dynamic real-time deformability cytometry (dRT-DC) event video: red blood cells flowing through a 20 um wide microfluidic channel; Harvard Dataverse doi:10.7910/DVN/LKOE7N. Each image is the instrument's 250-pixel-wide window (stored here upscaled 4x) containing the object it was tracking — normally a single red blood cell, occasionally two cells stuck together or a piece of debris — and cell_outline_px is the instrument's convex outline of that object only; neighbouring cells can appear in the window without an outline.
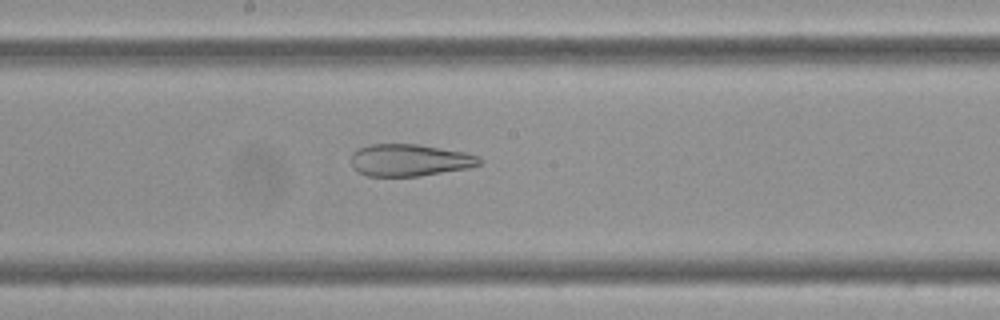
{"species": "Egyptian fruit bat (a non-hibernating species)", "species_latin": "Rousettus aegyptiacus", "temperature_condition": "cold", "stored_images_in_passage": 54, "camera_frame_rate_fps": 3000, "um_per_image_px": 0.085, "frame": {"image": 1, "passage_image": 27, "time_ms": 8.667, "image_size_px": [1000, 320], "cell_outline_px": [[480, 164], [468, 168], [416, 176], [368, 176], [356, 172], [352, 168], [352, 152], [356, 148], [372, 144], [420, 144], [464, 152], [480, 156]], "centroid_in_image_um": [34.77, 13.6], "position_along_channel_um": 213.4, "area_um2": 24.04}}
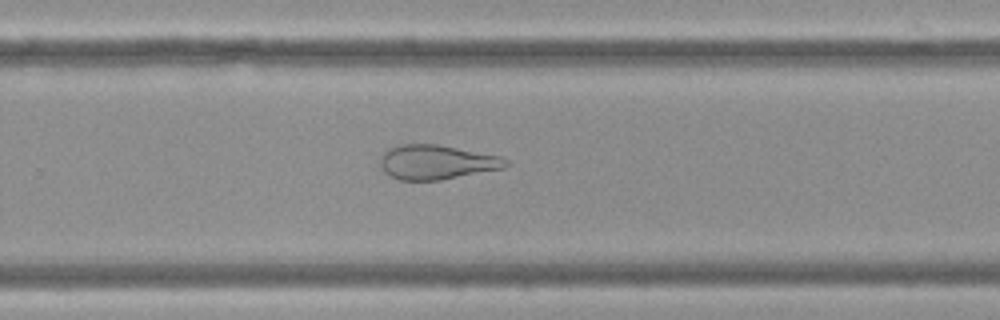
{"frame": {"image": 2, "passage_image": 34, "time_ms": 11.0, "image_size_px": [1000, 320], "cell_outline_px": [[508, 164], [504, 168], [440, 180], [400, 180], [384, 172], [380, 164], [380, 156], [388, 148], [400, 144], [436, 144], [500, 156], [508, 160]], "centroid_in_image_um": [37.08, 13.78], "position_along_channel_um": 292.7, "area_um2": 25.09}}
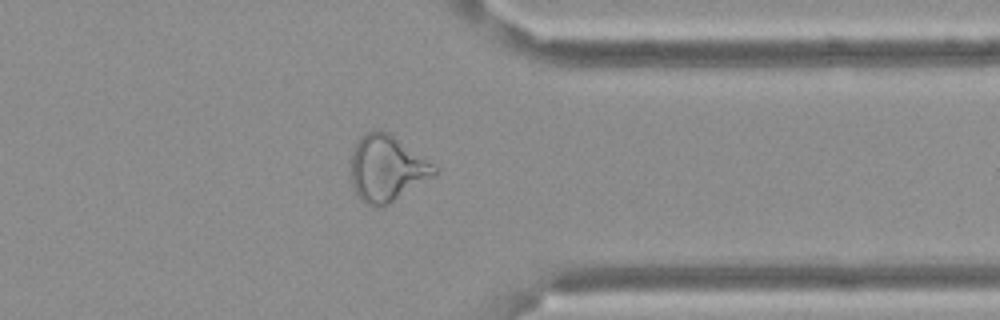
{"frame": {"image": 3, "passage_image": 42, "time_ms": 13.667, "image_size_px": [1000, 320], "cell_outline_px": [[440, 172], [388, 204], [372, 208], [360, 200], [352, 184], [352, 152], [360, 136], [364, 132], [388, 132], [432, 164]], "centroid_in_image_um": [32.85, 14.35], "position_along_channel_um": 378.5, "area_um2": 31.39}}